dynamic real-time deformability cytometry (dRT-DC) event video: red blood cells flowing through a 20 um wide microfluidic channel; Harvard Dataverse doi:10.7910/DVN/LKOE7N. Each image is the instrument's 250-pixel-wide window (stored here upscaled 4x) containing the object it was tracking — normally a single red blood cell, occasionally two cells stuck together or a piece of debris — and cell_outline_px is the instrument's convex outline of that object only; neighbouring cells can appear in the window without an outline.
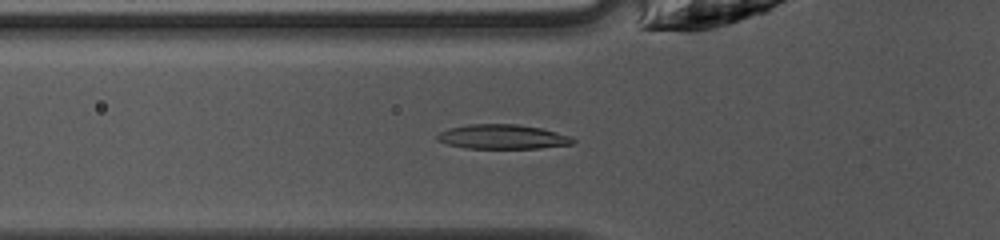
{"species": "common noctule bat (a hibernating species)", "species_latin": "Nyctalus noctula", "temperature_condition": "warm", "stored_images_in_passage": 36, "camera_frame_rate_fps": 3000, "um_per_image_px": 0.085, "animal": {"sex": "female", "body_mass_g": 10.0, "forearm_length_mm": 53.1}, "frame": {"image": 1, "passage_image": 5, "time_ms": 1.333, "image_size_px": [1000, 240], "cell_outline_px": [[576, 144], [540, 148], [468, 148], [448, 144], [436, 140], [436, 136], [440, 132], [448, 128], [468, 124], [516, 124], [540, 128], [572, 136], [576, 140]], "centroid_in_image_um": [42.75, 11.62], "position_along_channel_um": 83.1, "area_um2": 19.42}}
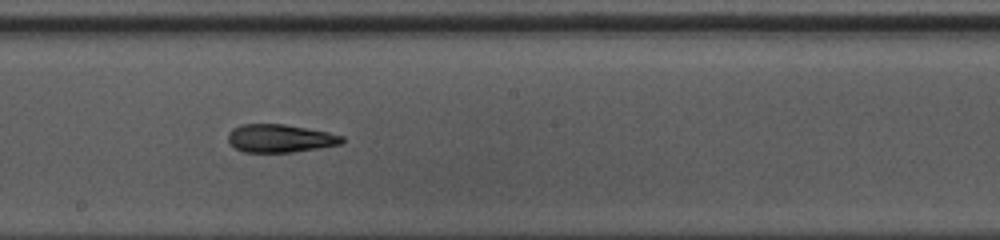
{"frame": {"image": 2, "passage_image": 15, "time_ms": 4.667, "image_size_px": [1000, 240], "cell_outline_px": [[344, 140], [340, 144], [292, 152], [244, 152], [236, 148], [228, 140], [228, 132], [232, 128], [240, 124], [284, 124], [308, 128], [328, 132], [344, 136]], "centroid_in_image_um": [23.79, 11.75], "position_along_channel_um": 224.4, "area_um2": 18.55}}
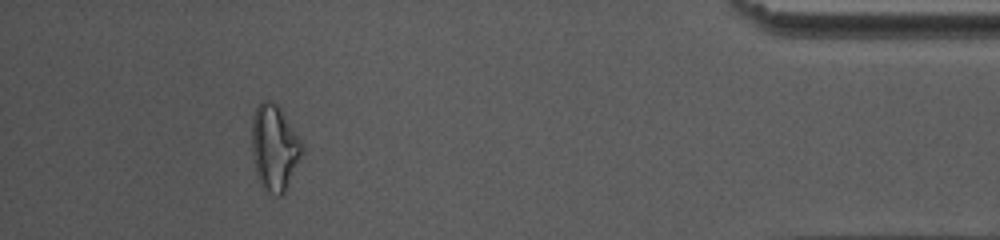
{"frame": {"image": 3, "passage_image": 32, "time_ms": 10.333, "image_size_px": [1000, 240], "cell_outline_px": [[300, 156], [284, 192], [280, 196], [276, 196], [268, 192], [260, 184], [256, 176], [252, 160], [252, 116], [260, 100], [272, 100], [280, 108], [300, 140]], "centroid_in_image_um": [23.25, 12.54], "position_along_channel_um": 411.9, "area_um2": 24.68}, "authors_computed_cell_mechanics": {"area_um2": 19.074, "velocity_mm_per_s": 4.2024, "shape_relaxation_time_tau1_ms": 4.4067, "shape_relaxation_time_tau2_ms": 5.2546, "deformation_change_tau1": 0.1513, "deformation_change_tau2": 0.1308}}